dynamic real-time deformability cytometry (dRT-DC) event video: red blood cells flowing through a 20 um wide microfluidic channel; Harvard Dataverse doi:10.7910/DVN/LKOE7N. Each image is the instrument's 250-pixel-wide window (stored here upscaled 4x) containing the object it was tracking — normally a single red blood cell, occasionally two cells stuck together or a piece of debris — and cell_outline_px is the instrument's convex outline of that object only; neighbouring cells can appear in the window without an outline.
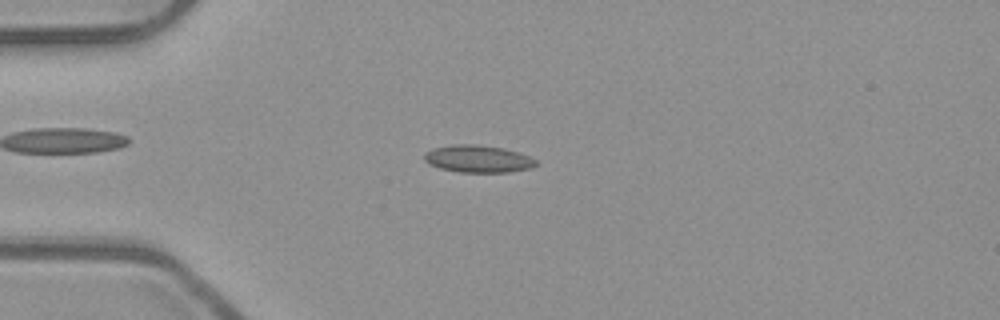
{"species": "common noctule bat (a hibernating species)", "species_latin": "Nyctalus noctula", "temperature_condition": "room temperature", "stored_images_in_passage": 42, "camera_frame_rate_fps": 3000, "um_per_image_px": 0.085, "animal": {"sex": "male", "body_mass_g": 23.1, "forearm_length_mm": 52.7}, "frame": {"image": 1, "passage_image": 3, "time_ms": 0.667, "image_size_px": [1000, 320], "cell_outline_px": [[536, 164], [532, 168], [508, 172], [460, 172], [440, 168], [428, 164], [424, 160], [424, 152], [436, 148], [456, 144], [476, 144], [504, 148], [528, 156], [536, 160]], "centroid_in_image_um": [40.61, 13.5], "position_along_channel_um": 44.4, "area_um2": 17.63}}
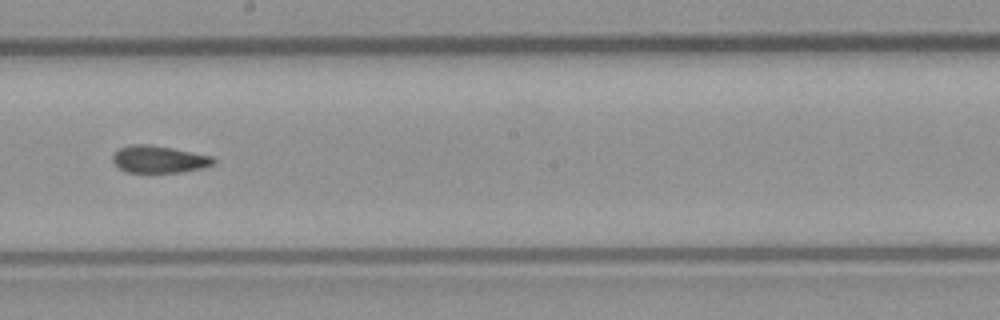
{"frame": {"image": 2, "passage_image": 19, "time_ms": 6.0, "image_size_px": [1000, 320], "cell_outline_px": [[216, 160], [212, 164], [200, 168], [180, 172], [128, 172], [120, 168], [112, 160], [112, 156], [120, 148], [128, 144], [152, 144], [212, 156]], "centroid_in_image_um": [13.49, 13.52], "position_along_channel_um": 234.7, "area_um2": 15.78}}
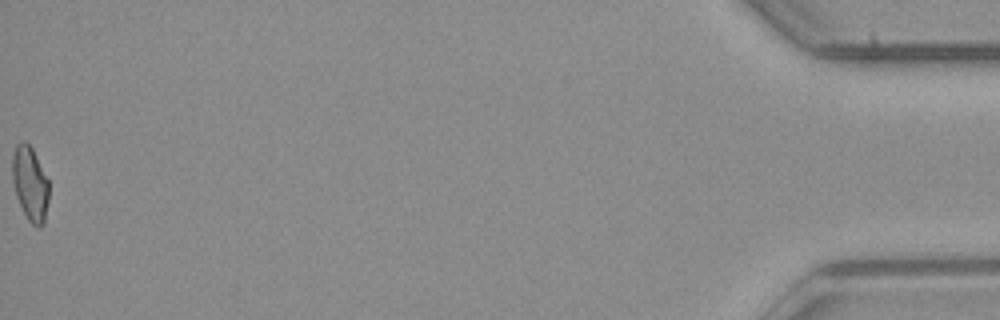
{"frame": {"image": 3, "passage_image": 42, "time_ms": 13.667, "image_size_px": [1000, 320], "cell_outline_px": [[48, 200], [44, 224], [40, 228], [36, 228], [28, 220], [16, 196], [12, 180], [12, 156], [16, 144], [20, 140], [24, 140], [32, 148], [48, 180]], "centroid_in_image_um": [2.54, 15.61], "position_along_channel_um": 432.7, "area_um2": 15.9}, "authors_computed_cell_mechanics": {"area_um2": 16.0395, "velocity_mm_per_s": 3.9593, "shape_relaxation_time_tau1_ms": null, "shape_relaxation_time_tau2_ms": 5.5322, "deformation_change_tau1": null, "deformation_change_tau2": 0.1129}}